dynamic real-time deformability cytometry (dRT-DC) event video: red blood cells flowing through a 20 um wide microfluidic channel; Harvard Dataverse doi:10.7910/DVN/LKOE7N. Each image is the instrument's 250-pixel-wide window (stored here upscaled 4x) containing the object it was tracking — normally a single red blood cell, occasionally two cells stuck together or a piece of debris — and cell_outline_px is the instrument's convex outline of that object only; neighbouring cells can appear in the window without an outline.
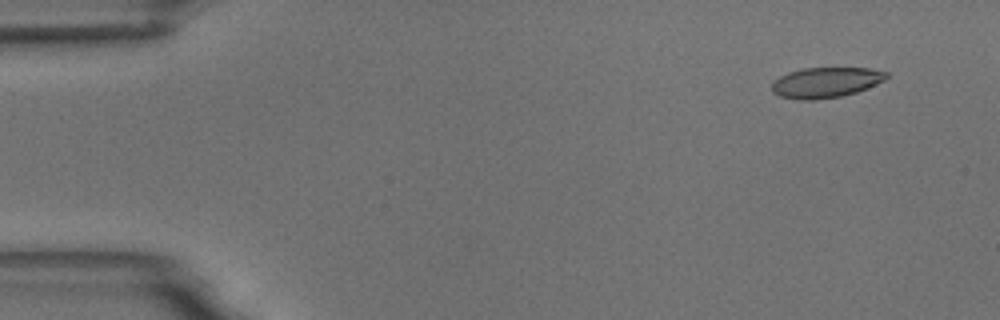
{"species": "common noctule bat (a hibernating species)", "species_latin": "Nyctalus noctula", "temperature_condition": "room temperature", "stored_images_in_passage": 52, "camera_frame_rate_fps": 3000, "um_per_image_px": 0.085, "animal": {"sex": "male", "body_mass_g": 18.8}, "frame": {"image": 1, "passage_image": 1, "time_ms": 0.0, "image_size_px": [1000, 320], "cell_outline_px": [[888, 76], [884, 80], [856, 92], [840, 96], [816, 100], [796, 100], [780, 96], [772, 92], [772, 80], [788, 72], [804, 68], [872, 68], [888, 72]], "centroid_in_image_um": [70.15, 7.01], "position_along_channel_um": 14.8, "area_um2": 20.35}}
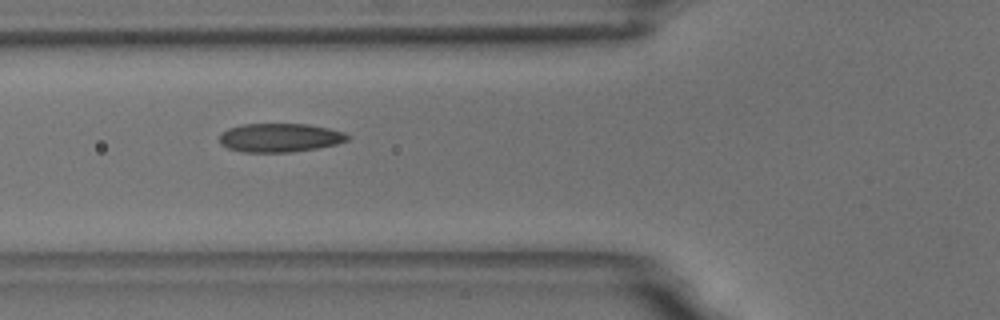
{"frame": {"image": 2, "passage_image": 17, "time_ms": 5.333, "image_size_px": [1000, 320], "cell_outline_px": [[352, 136], [348, 140], [336, 144], [316, 148], [292, 152], [244, 152], [228, 148], [220, 144], [220, 136], [228, 128], [240, 124], [308, 124], [328, 128], [344, 132]], "centroid_in_image_um": [23.8, 11.7], "position_along_channel_um": 102.0, "area_um2": 21.44}}
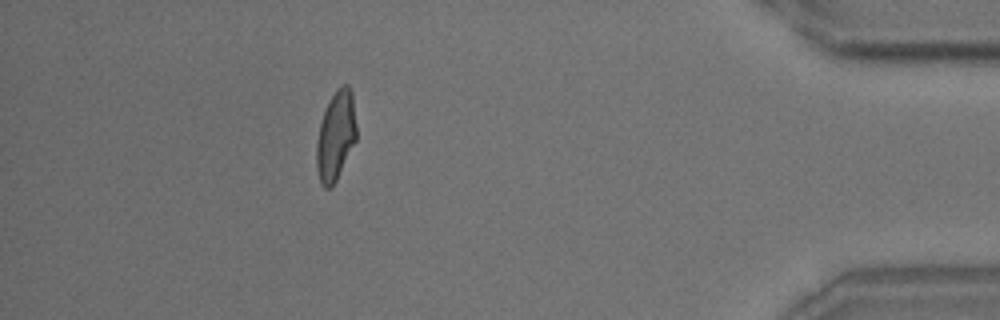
{"frame": {"image": 3, "passage_image": 46, "time_ms": 15.0, "image_size_px": [1000, 320], "cell_outline_px": [[356, 140], [332, 188], [324, 188], [320, 184], [316, 168], [316, 144], [320, 124], [328, 100], [336, 88], [344, 84], [348, 84], [352, 92], [356, 124]], "centroid_in_image_um": [28.53, 11.54], "position_along_channel_um": 406.7, "area_um2": 20.92}, "authors_computed_cell_mechanics": {"area_um2": 21.097, "velocity_mm_per_s": 3.6641, "shape_relaxation_time_tau1_ms": 6.7773, "shape_relaxation_time_tau2_ms": 1.5281, "deformation_change_tau1": 0.1933, "deformation_change_tau2": 0.079}}